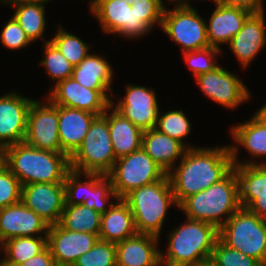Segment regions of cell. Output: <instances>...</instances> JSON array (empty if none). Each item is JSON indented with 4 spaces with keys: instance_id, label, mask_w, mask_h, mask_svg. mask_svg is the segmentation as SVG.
Returning <instances> with one entry per match:
<instances>
[{
    "instance_id": "cell-23",
    "label": "cell",
    "mask_w": 266,
    "mask_h": 266,
    "mask_svg": "<svg viewBox=\"0 0 266 266\" xmlns=\"http://www.w3.org/2000/svg\"><path fill=\"white\" fill-rule=\"evenodd\" d=\"M215 10L212 12L209 23H206L207 38L211 47L221 50L222 44H229L230 40L243 27L244 22L251 15L241 8L225 6L215 0Z\"/></svg>"
},
{
    "instance_id": "cell-10",
    "label": "cell",
    "mask_w": 266,
    "mask_h": 266,
    "mask_svg": "<svg viewBox=\"0 0 266 266\" xmlns=\"http://www.w3.org/2000/svg\"><path fill=\"white\" fill-rule=\"evenodd\" d=\"M89 4L90 12L108 35L118 34L127 39H137L152 29L124 0H90Z\"/></svg>"
},
{
    "instance_id": "cell-9",
    "label": "cell",
    "mask_w": 266,
    "mask_h": 266,
    "mask_svg": "<svg viewBox=\"0 0 266 266\" xmlns=\"http://www.w3.org/2000/svg\"><path fill=\"white\" fill-rule=\"evenodd\" d=\"M161 28L171 40L182 46V53L210 46L206 21L192 6L164 9Z\"/></svg>"
},
{
    "instance_id": "cell-48",
    "label": "cell",
    "mask_w": 266,
    "mask_h": 266,
    "mask_svg": "<svg viewBox=\"0 0 266 266\" xmlns=\"http://www.w3.org/2000/svg\"><path fill=\"white\" fill-rule=\"evenodd\" d=\"M5 160V148L3 146H0V167L4 165Z\"/></svg>"
},
{
    "instance_id": "cell-38",
    "label": "cell",
    "mask_w": 266,
    "mask_h": 266,
    "mask_svg": "<svg viewBox=\"0 0 266 266\" xmlns=\"http://www.w3.org/2000/svg\"><path fill=\"white\" fill-rule=\"evenodd\" d=\"M221 52L222 50L209 46L204 49L184 52L183 56L188 68L192 70V74L196 77L217 68L219 65L216 64L215 58H218L217 56Z\"/></svg>"
},
{
    "instance_id": "cell-43",
    "label": "cell",
    "mask_w": 266,
    "mask_h": 266,
    "mask_svg": "<svg viewBox=\"0 0 266 266\" xmlns=\"http://www.w3.org/2000/svg\"><path fill=\"white\" fill-rule=\"evenodd\" d=\"M225 6L241 8L247 10L251 14L264 12L263 0H215Z\"/></svg>"
},
{
    "instance_id": "cell-45",
    "label": "cell",
    "mask_w": 266,
    "mask_h": 266,
    "mask_svg": "<svg viewBox=\"0 0 266 266\" xmlns=\"http://www.w3.org/2000/svg\"><path fill=\"white\" fill-rule=\"evenodd\" d=\"M48 1L51 0H1V2H29V3H40L46 4Z\"/></svg>"
},
{
    "instance_id": "cell-12",
    "label": "cell",
    "mask_w": 266,
    "mask_h": 266,
    "mask_svg": "<svg viewBox=\"0 0 266 266\" xmlns=\"http://www.w3.org/2000/svg\"><path fill=\"white\" fill-rule=\"evenodd\" d=\"M53 86L46 100L49 99L54 105L77 108L97 116L104 114L111 106L112 90H92L82 86L72 77Z\"/></svg>"
},
{
    "instance_id": "cell-35",
    "label": "cell",
    "mask_w": 266,
    "mask_h": 266,
    "mask_svg": "<svg viewBox=\"0 0 266 266\" xmlns=\"http://www.w3.org/2000/svg\"><path fill=\"white\" fill-rule=\"evenodd\" d=\"M101 173H81L70 170L65 177V205H79L86 201L87 189L101 176ZM81 176L86 181L80 180Z\"/></svg>"
},
{
    "instance_id": "cell-6",
    "label": "cell",
    "mask_w": 266,
    "mask_h": 266,
    "mask_svg": "<svg viewBox=\"0 0 266 266\" xmlns=\"http://www.w3.org/2000/svg\"><path fill=\"white\" fill-rule=\"evenodd\" d=\"M218 239L266 266V220L247 208L237 210L218 229Z\"/></svg>"
},
{
    "instance_id": "cell-22",
    "label": "cell",
    "mask_w": 266,
    "mask_h": 266,
    "mask_svg": "<svg viewBox=\"0 0 266 266\" xmlns=\"http://www.w3.org/2000/svg\"><path fill=\"white\" fill-rule=\"evenodd\" d=\"M159 237L136 234L115 244L117 266H161Z\"/></svg>"
},
{
    "instance_id": "cell-14",
    "label": "cell",
    "mask_w": 266,
    "mask_h": 266,
    "mask_svg": "<svg viewBox=\"0 0 266 266\" xmlns=\"http://www.w3.org/2000/svg\"><path fill=\"white\" fill-rule=\"evenodd\" d=\"M239 181L240 205L266 220V165L233 161Z\"/></svg>"
},
{
    "instance_id": "cell-50",
    "label": "cell",
    "mask_w": 266,
    "mask_h": 266,
    "mask_svg": "<svg viewBox=\"0 0 266 266\" xmlns=\"http://www.w3.org/2000/svg\"><path fill=\"white\" fill-rule=\"evenodd\" d=\"M3 249V244L0 243V251ZM0 266H4V258L0 260Z\"/></svg>"
},
{
    "instance_id": "cell-26",
    "label": "cell",
    "mask_w": 266,
    "mask_h": 266,
    "mask_svg": "<svg viewBox=\"0 0 266 266\" xmlns=\"http://www.w3.org/2000/svg\"><path fill=\"white\" fill-rule=\"evenodd\" d=\"M235 144L230 145L232 161H238V147L243 146L254 158H266V122L256 113L251 116L250 120L244 123L235 125L231 131ZM261 165H266V161Z\"/></svg>"
},
{
    "instance_id": "cell-16",
    "label": "cell",
    "mask_w": 266,
    "mask_h": 266,
    "mask_svg": "<svg viewBox=\"0 0 266 266\" xmlns=\"http://www.w3.org/2000/svg\"><path fill=\"white\" fill-rule=\"evenodd\" d=\"M21 201L49 225L58 224L65 205L64 182L23 185Z\"/></svg>"
},
{
    "instance_id": "cell-34",
    "label": "cell",
    "mask_w": 266,
    "mask_h": 266,
    "mask_svg": "<svg viewBox=\"0 0 266 266\" xmlns=\"http://www.w3.org/2000/svg\"><path fill=\"white\" fill-rule=\"evenodd\" d=\"M116 201L118 196L113 190L112 181L102 174L88 189L86 201L83 203L85 207L95 209L100 215H103L113 203L108 202L109 199ZM106 203H110L109 205ZM108 205V206H107Z\"/></svg>"
},
{
    "instance_id": "cell-11",
    "label": "cell",
    "mask_w": 266,
    "mask_h": 266,
    "mask_svg": "<svg viewBox=\"0 0 266 266\" xmlns=\"http://www.w3.org/2000/svg\"><path fill=\"white\" fill-rule=\"evenodd\" d=\"M58 123V105L49 99L46 103L33 100L28 110L24 142L38 149L61 153Z\"/></svg>"
},
{
    "instance_id": "cell-40",
    "label": "cell",
    "mask_w": 266,
    "mask_h": 266,
    "mask_svg": "<svg viewBox=\"0 0 266 266\" xmlns=\"http://www.w3.org/2000/svg\"><path fill=\"white\" fill-rule=\"evenodd\" d=\"M22 184L4 164L0 167V208L21 201Z\"/></svg>"
},
{
    "instance_id": "cell-51",
    "label": "cell",
    "mask_w": 266,
    "mask_h": 266,
    "mask_svg": "<svg viewBox=\"0 0 266 266\" xmlns=\"http://www.w3.org/2000/svg\"><path fill=\"white\" fill-rule=\"evenodd\" d=\"M125 2L132 4L133 2L137 1V0H124Z\"/></svg>"
},
{
    "instance_id": "cell-17",
    "label": "cell",
    "mask_w": 266,
    "mask_h": 266,
    "mask_svg": "<svg viewBox=\"0 0 266 266\" xmlns=\"http://www.w3.org/2000/svg\"><path fill=\"white\" fill-rule=\"evenodd\" d=\"M32 101L16 91L0 96V146L24 142Z\"/></svg>"
},
{
    "instance_id": "cell-47",
    "label": "cell",
    "mask_w": 266,
    "mask_h": 266,
    "mask_svg": "<svg viewBox=\"0 0 266 266\" xmlns=\"http://www.w3.org/2000/svg\"><path fill=\"white\" fill-rule=\"evenodd\" d=\"M259 117H261L266 122V104H264L257 112H255Z\"/></svg>"
},
{
    "instance_id": "cell-4",
    "label": "cell",
    "mask_w": 266,
    "mask_h": 266,
    "mask_svg": "<svg viewBox=\"0 0 266 266\" xmlns=\"http://www.w3.org/2000/svg\"><path fill=\"white\" fill-rule=\"evenodd\" d=\"M170 232L166 256L160 251L161 266H196L211 258L218 240L214 225L188 218Z\"/></svg>"
},
{
    "instance_id": "cell-30",
    "label": "cell",
    "mask_w": 266,
    "mask_h": 266,
    "mask_svg": "<svg viewBox=\"0 0 266 266\" xmlns=\"http://www.w3.org/2000/svg\"><path fill=\"white\" fill-rule=\"evenodd\" d=\"M2 244L4 266H18L47 247V236L13 237Z\"/></svg>"
},
{
    "instance_id": "cell-24",
    "label": "cell",
    "mask_w": 266,
    "mask_h": 266,
    "mask_svg": "<svg viewBox=\"0 0 266 266\" xmlns=\"http://www.w3.org/2000/svg\"><path fill=\"white\" fill-rule=\"evenodd\" d=\"M136 234L132 211L123 198H118L101 215L99 240L116 244Z\"/></svg>"
},
{
    "instance_id": "cell-18",
    "label": "cell",
    "mask_w": 266,
    "mask_h": 266,
    "mask_svg": "<svg viewBox=\"0 0 266 266\" xmlns=\"http://www.w3.org/2000/svg\"><path fill=\"white\" fill-rule=\"evenodd\" d=\"M99 240V235L64 229L59 223L50 225L47 246L57 265H74Z\"/></svg>"
},
{
    "instance_id": "cell-5",
    "label": "cell",
    "mask_w": 266,
    "mask_h": 266,
    "mask_svg": "<svg viewBox=\"0 0 266 266\" xmlns=\"http://www.w3.org/2000/svg\"><path fill=\"white\" fill-rule=\"evenodd\" d=\"M134 217L138 234L160 237L170 205H177L166 174L161 180L136 188L123 198Z\"/></svg>"
},
{
    "instance_id": "cell-33",
    "label": "cell",
    "mask_w": 266,
    "mask_h": 266,
    "mask_svg": "<svg viewBox=\"0 0 266 266\" xmlns=\"http://www.w3.org/2000/svg\"><path fill=\"white\" fill-rule=\"evenodd\" d=\"M155 128L172 138L183 143L187 148H195L193 145L184 143V138L191 132V123L181 110H171L165 114H158Z\"/></svg>"
},
{
    "instance_id": "cell-19",
    "label": "cell",
    "mask_w": 266,
    "mask_h": 266,
    "mask_svg": "<svg viewBox=\"0 0 266 266\" xmlns=\"http://www.w3.org/2000/svg\"><path fill=\"white\" fill-rule=\"evenodd\" d=\"M49 226L22 201L0 208V243L13 237L47 236Z\"/></svg>"
},
{
    "instance_id": "cell-46",
    "label": "cell",
    "mask_w": 266,
    "mask_h": 266,
    "mask_svg": "<svg viewBox=\"0 0 266 266\" xmlns=\"http://www.w3.org/2000/svg\"><path fill=\"white\" fill-rule=\"evenodd\" d=\"M169 2H176V7H181V6H191L190 3H188V0H168ZM161 4L163 5L164 8H166V6L164 5L163 0H160ZM179 3V4H178Z\"/></svg>"
},
{
    "instance_id": "cell-25",
    "label": "cell",
    "mask_w": 266,
    "mask_h": 266,
    "mask_svg": "<svg viewBox=\"0 0 266 266\" xmlns=\"http://www.w3.org/2000/svg\"><path fill=\"white\" fill-rule=\"evenodd\" d=\"M142 148L166 174L188 149L177 139L159 132L156 128L143 132Z\"/></svg>"
},
{
    "instance_id": "cell-29",
    "label": "cell",
    "mask_w": 266,
    "mask_h": 266,
    "mask_svg": "<svg viewBox=\"0 0 266 266\" xmlns=\"http://www.w3.org/2000/svg\"><path fill=\"white\" fill-rule=\"evenodd\" d=\"M8 4L9 6H15V12L13 17L25 31L27 37L31 42L37 39H45V5L40 3L29 2H2V4Z\"/></svg>"
},
{
    "instance_id": "cell-15",
    "label": "cell",
    "mask_w": 266,
    "mask_h": 266,
    "mask_svg": "<svg viewBox=\"0 0 266 266\" xmlns=\"http://www.w3.org/2000/svg\"><path fill=\"white\" fill-rule=\"evenodd\" d=\"M126 87L125 97L116 105L112 101V107L143 131L155 128L160 111L156 92L145 86L128 84Z\"/></svg>"
},
{
    "instance_id": "cell-42",
    "label": "cell",
    "mask_w": 266,
    "mask_h": 266,
    "mask_svg": "<svg viewBox=\"0 0 266 266\" xmlns=\"http://www.w3.org/2000/svg\"><path fill=\"white\" fill-rule=\"evenodd\" d=\"M131 8L151 28L157 24L161 27L165 8L160 0H137L131 4Z\"/></svg>"
},
{
    "instance_id": "cell-39",
    "label": "cell",
    "mask_w": 266,
    "mask_h": 266,
    "mask_svg": "<svg viewBox=\"0 0 266 266\" xmlns=\"http://www.w3.org/2000/svg\"><path fill=\"white\" fill-rule=\"evenodd\" d=\"M210 259L217 266H262L256 259L227 247L219 239L214 245Z\"/></svg>"
},
{
    "instance_id": "cell-2",
    "label": "cell",
    "mask_w": 266,
    "mask_h": 266,
    "mask_svg": "<svg viewBox=\"0 0 266 266\" xmlns=\"http://www.w3.org/2000/svg\"><path fill=\"white\" fill-rule=\"evenodd\" d=\"M4 164L22 186L64 182L66 174L71 170L70 158L65 153L38 149L25 142L5 147Z\"/></svg>"
},
{
    "instance_id": "cell-32",
    "label": "cell",
    "mask_w": 266,
    "mask_h": 266,
    "mask_svg": "<svg viewBox=\"0 0 266 266\" xmlns=\"http://www.w3.org/2000/svg\"><path fill=\"white\" fill-rule=\"evenodd\" d=\"M49 41L73 66H77L89 55V45L75 34L67 32L62 26H59L55 36Z\"/></svg>"
},
{
    "instance_id": "cell-28",
    "label": "cell",
    "mask_w": 266,
    "mask_h": 266,
    "mask_svg": "<svg viewBox=\"0 0 266 266\" xmlns=\"http://www.w3.org/2000/svg\"><path fill=\"white\" fill-rule=\"evenodd\" d=\"M113 69L101 55L89 53L77 66L73 67L72 78L82 86L92 90H112Z\"/></svg>"
},
{
    "instance_id": "cell-36",
    "label": "cell",
    "mask_w": 266,
    "mask_h": 266,
    "mask_svg": "<svg viewBox=\"0 0 266 266\" xmlns=\"http://www.w3.org/2000/svg\"><path fill=\"white\" fill-rule=\"evenodd\" d=\"M44 42V58L41 60L40 65L46 68L52 80L56 81L55 84L70 78L74 66L50 41Z\"/></svg>"
},
{
    "instance_id": "cell-20",
    "label": "cell",
    "mask_w": 266,
    "mask_h": 266,
    "mask_svg": "<svg viewBox=\"0 0 266 266\" xmlns=\"http://www.w3.org/2000/svg\"><path fill=\"white\" fill-rule=\"evenodd\" d=\"M229 47L243 68L257 57L266 46V25L264 12L251 14L242 29L229 42Z\"/></svg>"
},
{
    "instance_id": "cell-31",
    "label": "cell",
    "mask_w": 266,
    "mask_h": 266,
    "mask_svg": "<svg viewBox=\"0 0 266 266\" xmlns=\"http://www.w3.org/2000/svg\"><path fill=\"white\" fill-rule=\"evenodd\" d=\"M101 215L95 210L79 205H64L59 224L66 230L99 235Z\"/></svg>"
},
{
    "instance_id": "cell-7",
    "label": "cell",
    "mask_w": 266,
    "mask_h": 266,
    "mask_svg": "<svg viewBox=\"0 0 266 266\" xmlns=\"http://www.w3.org/2000/svg\"><path fill=\"white\" fill-rule=\"evenodd\" d=\"M116 160L108 127L107 109L93 120L82 145L70 158V167L71 170L81 173L107 175Z\"/></svg>"
},
{
    "instance_id": "cell-52",
    "label": "cell",
    "mask_w": 266,
    "mask_h": 266,
    "mask_svg": "<svg viewBox=\"0 0 266 266\" xmlns=\"http://www.w3.org/2000/svg\"><path fill=\"white\" fill-rule=\"evenodd\" d=\"M55 266H74V265H55Z\"/></svg>"
},
{
    "instance_id": "cell-3",
    "label": "cell",
    "mask_w": 266,
    "mask_h": 266,
    "mask_svg": "<svg viewBox=\"0 0 266 266\" xmlns=\"http://www.w3.org/2000/svg\"><path fill=\"white\" fill-rule=\"evenodd\" d=\"M178 208L185 213L186 218L203 221L219 229L241 208L235 169L206 190L185 198Z\"/></svg>"
},
{
    "instance_id": "cell-13",
    "label": "cell",
    "mask_w": 266,
    "mask_h": 266,
    "mask_svg": "<svg viewBox=\"0 0 266 266\" xmlns=\"http://www.w3.org/2000/svg\"><path fill=\"white\" fill-rule=\"evenodd\" d=\"M195 79L205 96L225 108L235 109L250 99L251 94L242 80L220 65Z\"/></svg>"
},
{
    "instance_id": "cell-37",
    "label": "cell",
    "mask_w": 266,
    "mask_h": 266,
    "mask_svg": "<svg viewBox=\"0 0 266 266\" xmlns=\"http://www.w3.org/2000/svg\"><path fill=\"white\" fill-rule=\"evenodd\" d=\"M74 266H117L115 244L98 240L87 253L77 259Z\"/></svg>"
},
{
    "instance_id": "cell-21",
    "label": "cell",
    "mask_w": 266,
    "mask_h": 266,
    "mask_svg": "<svg viewBox=\"0 0 266 266\" xmlns=\"http://www.w3.org/2000/svg\"><path fill=\"white\" fill-rule=\"evenodd\" d=\"M96 117V114L88 111L58 106L61 153H65L69 158L76 153Z\"/></svg>"
},
{
    "instance_id": "cell-1",
    "label": "cell",
    "mask_w": 266,
    "mask_h": 266,
    "mask_svg": "<svg viewBox=\"0 0 266 266\" xmlns=\"http://www.w3.org/2000/svg\"><path fill=\"white\" fill-rule=\"evenodd\" d=\"M233 166L229 146L188 148L178 167L167 173L178 205L223 179Z\"/></svg>"
},
{
    "instance_id": "cell-49",
    "label": "cell",
    "mask_w": 266,
    "mask_h": 266,
    "mask_svg": "<svg viewBox=\"0 0 266 266\" xmlns=\"http://www.w3.org/2000/svg\"><path fill=\"white\" fill-rule=\"evenodd\" d=\"M196 266H217L211 259H208L206 261L200 262Z\"/></svg>"
},
{
    "instance_id": "cell-41",
    "label": "cell",
    "mask_w": 266,
    "mask_h": 266,
    "mask_svg": "<svg viewBox=\"0 0 266 266\" xmlns=\"http://www.w3.org/2000/svg\"><path fill=\"white\" fill-rule=\"evenodd\" d=\"M0 36L2 45L11 50L25 48L32 43L13 16L2 28Z\"/></svg>"
},
{
    "instance_id": "cell-44",
    "label": "cell",
    "mask_w": 266,
    "mask_h": 266,
    "mask_svg": "<svg viewBox=\"0 0 266 266\" xmlns=\"http://www.w3.org/2000/svg\"><path fill=\"white\" fill-rule=\"evenodd\" d=\"M55 260L47 246L42 252L26 260L18 266H55Z\"/></svg>"
},
{
    "instance_id": "cell-8",
    "label": "cell",
    "mask_w": 266,
    "mask_h": 266,
    "mask_svg": "<svg viewBox=\"0 0 266 266\" xmlns=\"http://www.w3.org/2000/svg\"><path fill=\"white\" fill-rule=\"evenodd\" d=\"M165 175L143 148L117 159L107 174L118 198H124L136 188L159 181Z\"/></svg>"
},
{
    "instance_id": "cell-27",
    "label": "cell",
    "mask_w": 266,
    "mask_h": 266,
    "mask_svg": "<svg viewBox=\"0 0 266 266\" xmlns=\"http://www.w3.org/2000/svg\"><path fill=\"white\" fill-rule=\"evenodd\" d=\"M108 127L116 159L142 148L144 131L125 118L112 105L108 108Z\"/></svg>"
}]
</instances>
